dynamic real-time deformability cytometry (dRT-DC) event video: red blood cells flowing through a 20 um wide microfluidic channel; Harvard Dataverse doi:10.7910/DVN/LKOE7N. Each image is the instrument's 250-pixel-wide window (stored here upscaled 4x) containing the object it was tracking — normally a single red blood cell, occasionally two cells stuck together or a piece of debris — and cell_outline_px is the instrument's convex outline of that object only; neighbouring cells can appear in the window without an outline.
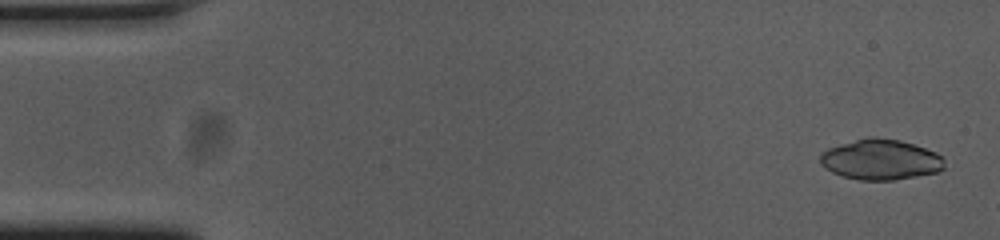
{"species": "common noctule bat (a hibernating species)", "species_latin": "Nyctalus noctula", "temperature_condition": "cold", "stored_images_in_passage": 50, "camera_frame_rate_fps": 3000, "um_per_image_px": 0.085, "animal": {"sex": "female", "body_mass_g": 23.0, "forearm_length_mm": 53.4}, "frame": {"image": 1, "passage_image": 2, "time_ms": 0.333, "image_size_px": [1000, 240], "cell_outline_px": [[944, 168], [936, 172], [896, 180], [860, 180], [844, 176], [832, 172], [824, 168], [820, 164], [820, 152], [828, 148], [840, 144], [868, 136], [872, 136], [900, 140], [936, 152], [944, 160]], "centroid_in_image_um": [74.82, 13.56], "position_along_channel_um": 10.2, "area_um2": 29.3}}